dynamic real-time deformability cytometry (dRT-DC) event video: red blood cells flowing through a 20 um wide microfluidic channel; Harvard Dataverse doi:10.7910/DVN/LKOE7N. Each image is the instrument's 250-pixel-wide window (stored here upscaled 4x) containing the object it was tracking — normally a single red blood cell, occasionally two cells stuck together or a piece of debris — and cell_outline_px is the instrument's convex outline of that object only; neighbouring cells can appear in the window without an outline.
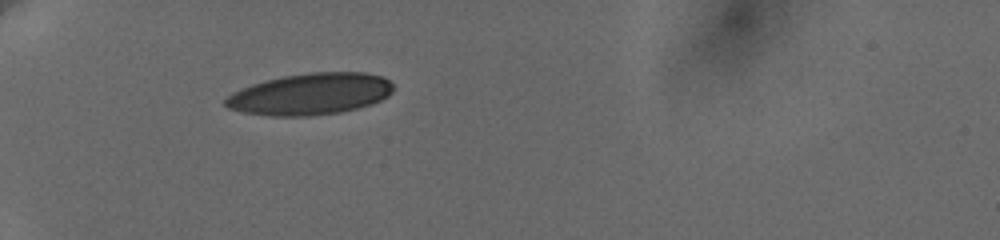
{"species": "human", "species_latin": "Homo sapiens", "temperature_condition": "cold", "stored_images_in_passage": 28, "camera_frame_rate_fps": 3000, "um_per_image_px": 0.085, "donor": {"sex": "female"}, "frame": {"image": 1, "passage_image": 1, "time_ms": 0.0, "image_size_px": [1000, 240], "cell_outline_px": [[396, 88], [388, 96], [372, 104], [340, 112], [312, 116], [268, 116], [244, 112], [228, 108], [224, 104], [224, 100], [232, 92], [252, 84], [284, 76], [312, 72], [364, 72], [380, 76], [388, 80]], "centroid_in_image_um": [26.39, 8.0], "position_along_channel_um": 58.6, "area_um2": 40.63}}
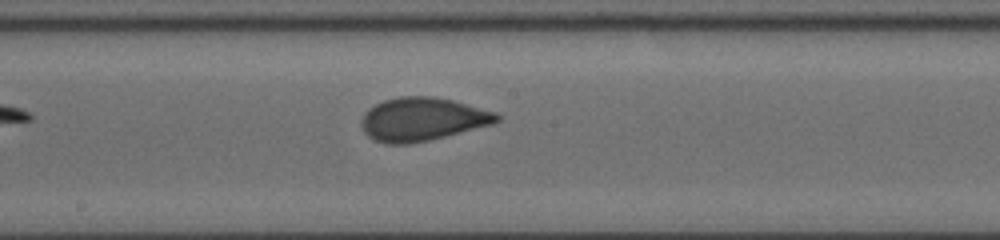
{"frame": {"image": 2, "passage_image": 10, "time_ms": 3.0, "image_size_px": [1000, 240], "cell_outline_px": [[500, 120], [492, 124], [428, 140], [408, 144], [384, 144], [368, 136], [364, 132], [360, 124], [360, 120], [364, 112], [368, 108], [384, 100], [400, 96], [432, 96], [452, 100], [496, 112], [500, 116]], "centroid_in_image_um": [35.85, 10.13], "position_along_channel_um": 212.3, "area_um2": 34.1}}
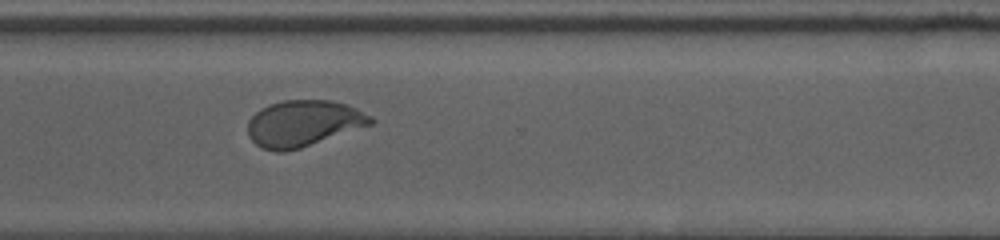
{"frame": {"image": 3, "passage_image": 21, "time_ms": 6.667, "image_size_px": [1000, 240], "cell_outline_px": [[376, 120], [372, 124], [300, 148], [284, 152], [276, 152], [264, 148], [256, 144], [248, 136], [248, 120], [260, 108], [268, 104], [284, 100], [332, 100], [348, 104], [372, 116]], "centroid_in_image_um": [25.79, 10.47], "position_along_channel_um": 344.8, "area_um2": 33.18}}